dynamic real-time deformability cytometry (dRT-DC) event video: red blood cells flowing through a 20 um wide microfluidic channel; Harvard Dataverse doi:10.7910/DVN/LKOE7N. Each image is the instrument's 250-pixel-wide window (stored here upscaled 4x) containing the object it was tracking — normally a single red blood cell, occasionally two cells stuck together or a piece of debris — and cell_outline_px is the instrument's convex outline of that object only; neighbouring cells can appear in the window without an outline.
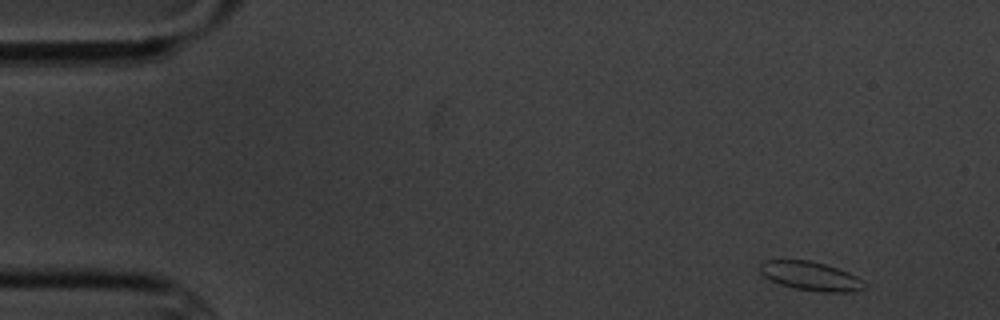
{"species": "common noctule bat (a hibernating species)", "species_latin": "Nyctalus noctula", "temperature_condition": "cold", "stored_images_in_passage": 6, "camera_frame_rate_fps": 3000, "um_per_image_px": 0.085, "animal": {"sex": "male", "body_mass_g": 20.1, "forearm_length_mm": 53.5}, "frame": {"image": 1, "passage_image": 1, "time_ms": 0.0, "image_size_px": [1000, 320], "cell_outline_px": [[864, 288], [852, 292], [824, 292], [796, 288], [780, 284], [764, 276], [760, 272], [760, 264], [764, 260], [808, 260], [824, 264], [848, 272], [864, 280]], "centroid_in_image_um": [68.91, 23.46], "position_along_channel_um": 16.1, "area_um2": 17.34}}
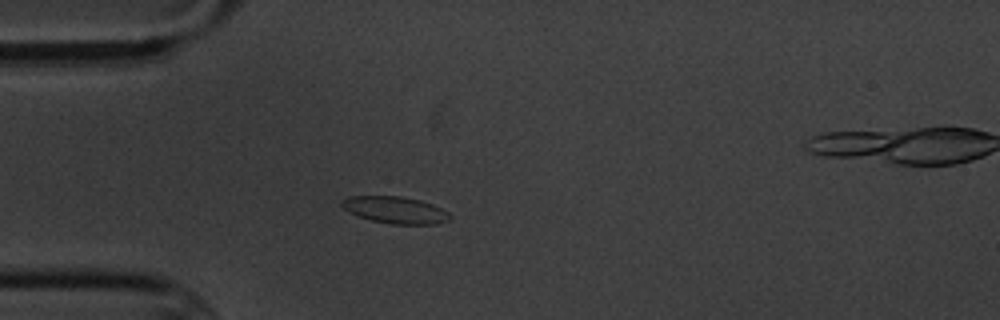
{"frame": {"image": 2, "passage_image": 4, "time_ms": 3.667, "image_size_px": [1000, 320], "cell_outline_px": [[452, 216], [448, 220], [436, 224], [392, 224], [372, 220], [356, 216], [348, 212], [340, 204], [348, 196], [400, 196], [420, 200], [432, 204], [448, 212]], "centroid_in_image_um": [33.58, 17.85], "position_along_channel_um": 51.4, "area_um2": 16.88}}
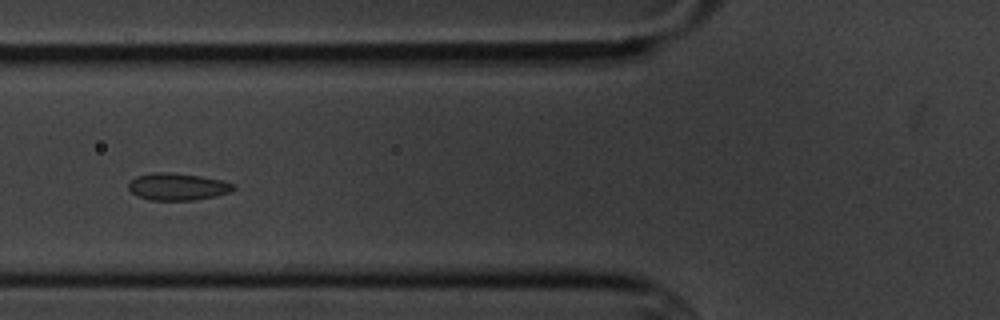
{"frame": {"image": 3, "passage_image": 6, "time_ms": 5.667, "image_size_px": [1000, 320], "cell_outline_px": [[236, 188], [232, 192], [216, 196], [192, 200], [148, 200], [132, 192], [128, 188], [128, 184], [136, 176], [152, 172], [172, 172], [200, 176], [220, 180], [236, 184]], "centroid_in_image_um": [15.12, 15.86], "position_along_channel_um": 110.7, "area_um2": 16.65}}